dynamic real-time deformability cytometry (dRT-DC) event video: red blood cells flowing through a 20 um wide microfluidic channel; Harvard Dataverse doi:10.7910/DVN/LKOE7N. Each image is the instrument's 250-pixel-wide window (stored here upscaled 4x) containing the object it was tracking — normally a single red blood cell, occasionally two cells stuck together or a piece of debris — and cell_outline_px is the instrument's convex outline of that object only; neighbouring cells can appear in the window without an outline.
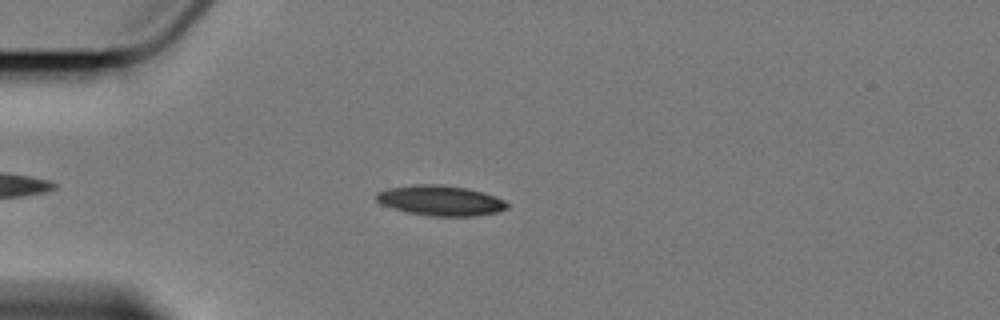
{"species": "Egyptian fruit bat (a non-hibernating species)", "species_latin": "Rousettus aegyptiacus", "temperature_condition": "cold", "stored_images_in_passage": 3, "camera_frame_rate_fps": 3000, "um_per_image_px": 0.085, "animal": {"sex": "female"}, "frame": {"image": 1, "passage_image": 1, "time_ms": 0.0, "image_size_px": [1000, 320], "cell_outline_px": [[508, 208], [496, 212], [472, 216], [432, 216], [408, 212], [380, 204], [376, 200], [376, 192], [388, 188], [416, 184], [440, 184], [468, 188], [496, 196], [504, 200], [508, 204]], "centroid_in_image_um": [37.43, 17.03], "position_along_channel_um": 47.6, "area_um2": 23.0}}